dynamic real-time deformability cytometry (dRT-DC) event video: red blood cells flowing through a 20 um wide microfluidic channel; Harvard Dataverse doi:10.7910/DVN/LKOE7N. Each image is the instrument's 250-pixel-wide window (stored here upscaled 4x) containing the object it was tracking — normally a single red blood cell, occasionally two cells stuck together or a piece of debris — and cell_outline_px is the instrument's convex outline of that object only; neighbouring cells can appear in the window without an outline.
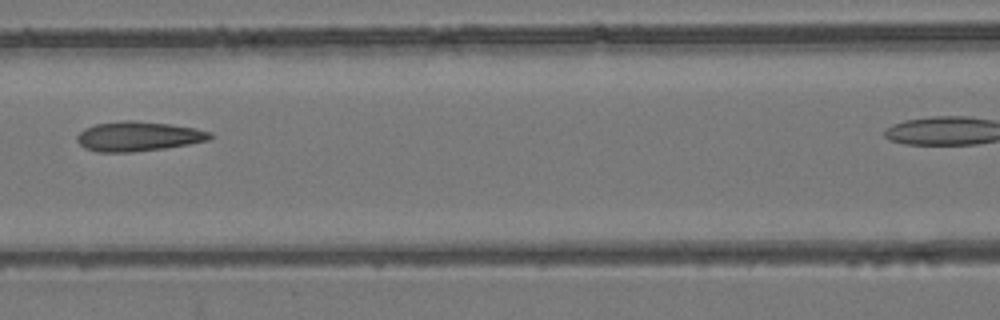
{"species": "common noctule bat (a hibernating species)", "species_latin": "Nyctalus noctula", "temperature_condition": "room temperature", "stored_images_in_passage": 7, "segment_of_instrument_passage": [1, 2], "camera_frame_rate_fps": 3000, "um_per_image_px": 0.085, "animal": {"sex": "female", "body_mass_g": 24.6, "forearm_length_mm": 56.2}, "frame": {"image": 1, "passage_image": 5, "time_ms": 4.667, "image_size_px": [1000, 320], "cell_outline_px": [[216, 136], [208, 140], [188, 144], [164, 148], [132, 152], [96, 152], [84, 148], [76, 140], [76, 136], [84, 128], [96, 124], [120, 120], [132, 120], [172, 124], [196, 128], [212, 132]], "centroid_in_image_um": [11.76, 11.58], "position_along_channel_um": 154.8, "area_um2": 23.24}}
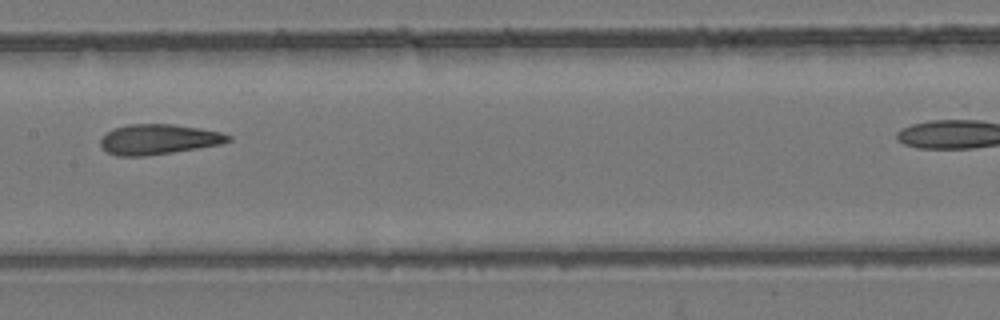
{"frame": {"image": 2, "passage_image": 6, "time_ms": 5.667, "image_size_px": [1000, 320], "cell_outline_px": [[232, 140], [220, 144], [172, 152], [144, 156], [116, 156], [108, 152], [100, 144], [100, 140], [112, 128], [128, 124], [172, 124], [220, 132], [232, 136]], "centroid_in_image_um": [13.45, 11.84], "position_along_channel_um": 193.9, "area_um2": 22.2}}